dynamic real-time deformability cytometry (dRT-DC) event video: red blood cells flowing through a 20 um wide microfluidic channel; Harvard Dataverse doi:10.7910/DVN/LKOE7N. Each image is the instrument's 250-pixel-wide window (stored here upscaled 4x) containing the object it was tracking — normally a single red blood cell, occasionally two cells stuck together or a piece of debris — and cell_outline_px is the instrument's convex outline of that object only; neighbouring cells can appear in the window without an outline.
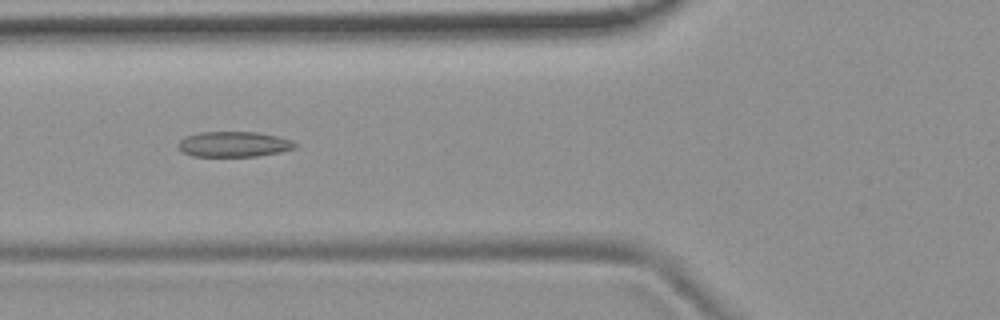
{"species": "common noctule bat (a hibernating species)", "species_latin": "Nyctalus noctula", "temperature_condition": "room temperature", "stored_images_in_passage": 47, "camera_frame_rate_fps": 3000, "um_per_image_px": 0.085, "animal": {"sex": "female", "body_mass_g": 19.9}, "frame": {"image": 1, "passage_image": 14, "time_ms": 4.333, "image_size_px": [1000, 320], "cell_outline_px": [[300, 144], [296, 148], [280, 152], [256, 156], [192, 156], [176, 148], [176, 144], [184, 136], [200, 132], [256, 132], [276, 136], [292, 140]], "centroid_in_image_um": [19.86, 12.26], "position_along_channel_um": 105.9, "area_um2": 17.46}}
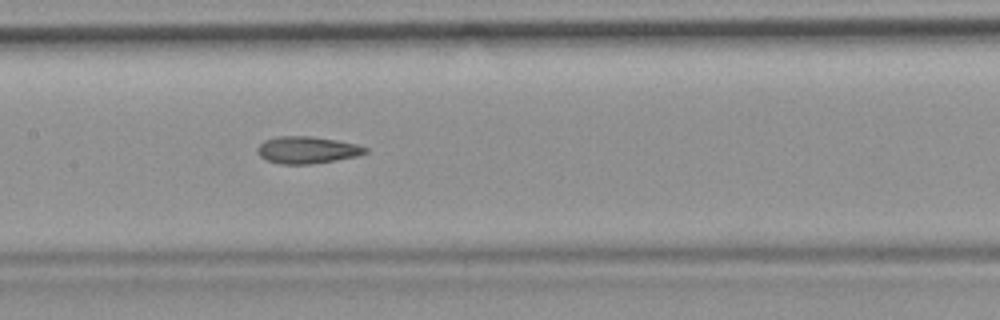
{"frame": {"image": 2, "passage_image": 20, "time_ms": 6.333, "image_size_px": [1000, 320], "cell_outline_px": [[368, 152], [356, 156], [336, 160], [312, 164], [280, 164], [268, 160], [260, 156], [256, 152], [256, 148], [264, 140], [276, 136], [312, 136], [336, 140], [356, 144], [368, 148]], "centroid_in_image_um": [26.08, 12.74], "position_along_channel_um": 181.3, "area_um2": 17.05}}
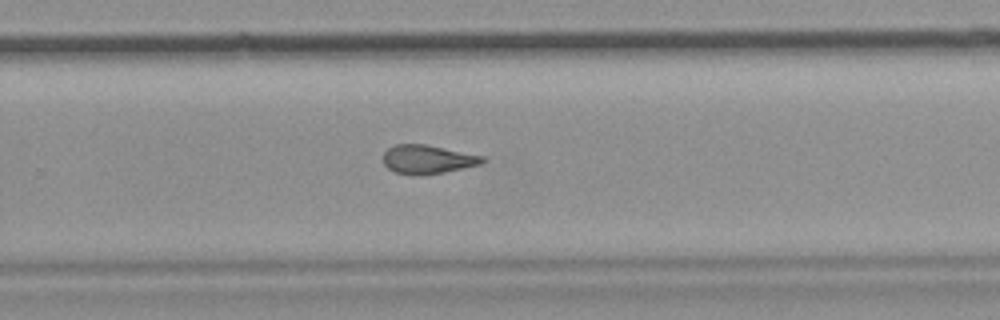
{"frame": {"image": 3, "passage_image": 29, "time_ms": 9.333, "image_size_px": [1000, 320], "cell_outline_px": [[488, 160], [480, 164], [444, 172], [420, 176], [396, 172], [388, 168], [384, 164], [384, 152], [388, 148], [396, 144], [424, 144], [484, 156]], "centroid_in_image_um": [36.35, 13.55], "position_along_channel_um": 293.4, "area_um2": 16.53}, "authors_computed_cell_mechanics": {"area_um2": 17.2244, "velocity_mm_per_s": 3.7555, "shape_relaxation_time_tau1_ms": null, "shape_relaxation_time_tau2_ms": 3.347, "deformation_change_tau1": null, "deformation_change_tau2": 0.1125}}